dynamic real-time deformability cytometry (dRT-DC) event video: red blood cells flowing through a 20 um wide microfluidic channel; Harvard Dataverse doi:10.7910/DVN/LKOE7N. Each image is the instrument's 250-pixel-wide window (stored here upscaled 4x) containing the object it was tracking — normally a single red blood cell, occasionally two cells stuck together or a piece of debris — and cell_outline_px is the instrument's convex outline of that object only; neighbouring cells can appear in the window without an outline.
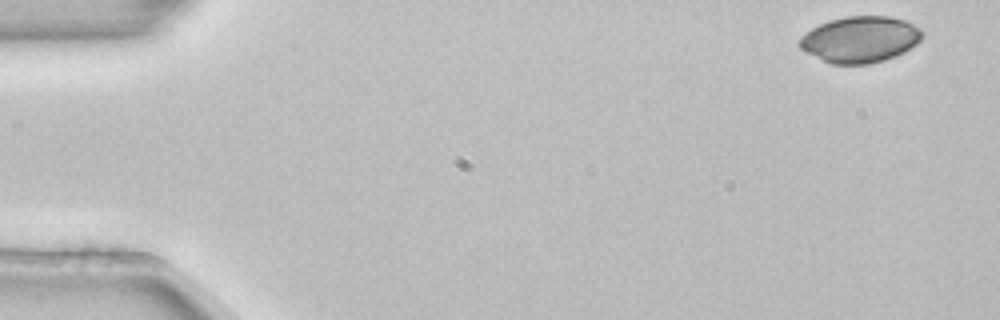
{"species": "common noctule bat (a hibernating species)", "species_latin": "Nyctalus noctula", "temperature_condition": "room temperature", "stored_images_in_passage": 4, "camera_frame_rate_fps": 3000, "um_per_image_px": 0.085, "animal": {"sex": "female", "body_mass_g": 22.7, "forearm_length_mm": 54.2}, "frame": {"image": 1, "passage_image": 1, "time_ms": 0.0, "image_size_px": [1000, 320], "cell_outline_px": [[924, 36], [916, 44], [904, 52], [884, 60], [868, 64], [832, 64], [800, 48], [800, 36], [812, 28], [828, 20], [848, 16], [888, 16], [904, 20], [920, 28], [924, 32]], "centroid_in_image_um": [73.14, 3.34], "position_along_channel_um": 11.9, "area_um2": 32.83}}